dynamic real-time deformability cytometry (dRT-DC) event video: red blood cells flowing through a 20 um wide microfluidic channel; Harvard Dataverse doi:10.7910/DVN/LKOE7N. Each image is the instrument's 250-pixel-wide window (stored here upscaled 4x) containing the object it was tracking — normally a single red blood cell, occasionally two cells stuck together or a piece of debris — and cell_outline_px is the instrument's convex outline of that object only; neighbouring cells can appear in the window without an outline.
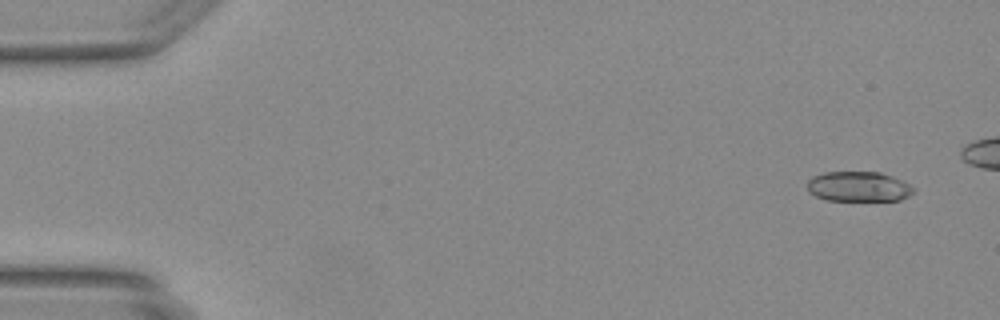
{"species": "Egyptian fruit bat (a non-hibernating species)", "species_latin": "Rousettus aegyptiacus", "temperature_condition": "warm", "stored_images_in_passage": 7, "camera_frame_rate_fps": 3000, "um_per_image_px": 0.085, "animal": {"sex": "female"}, "frame": {"image": 1, "passage_image": 3, "time_ms": 0.667, "image_size_px": [1000, 320], "cell_outline_px": [[916, 192], [900, 200], [824, 200], [808, 192], [808, 180], [812, 176], [824, 172], [880, 172], [892, 176], [916, 188]], "centroid_in_image_um": [72.98, 15.86], "position_along_channel_um": 12.0, "area_um2": 18.67}}